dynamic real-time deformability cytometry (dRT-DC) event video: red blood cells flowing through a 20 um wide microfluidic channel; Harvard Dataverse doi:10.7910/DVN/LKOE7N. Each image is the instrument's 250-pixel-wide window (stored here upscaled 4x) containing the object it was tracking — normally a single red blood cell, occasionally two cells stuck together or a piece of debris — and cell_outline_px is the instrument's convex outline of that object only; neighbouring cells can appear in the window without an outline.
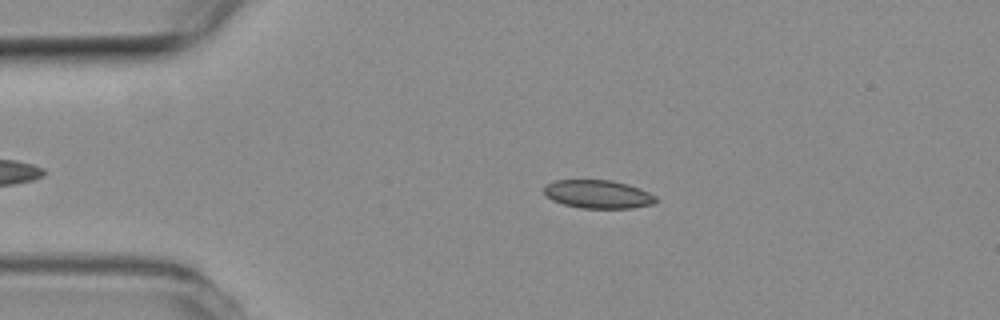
{"species": "common noctule bat (a hibernating species)", "species_latin": "Nyctalus noctula", "temperature_condition": "room temperature", "stored_images_in_passage": 48, "camera_frame_rate_fps": 3000, "um_per_image_px": 0.085, "animal": {"sex": "female", "body_mass_g": 19.3, "forearm_length_mm": 54.1}, "frame": {"image": 1, "passage_image": 11, "time_ms": 3.333, "image_size_px": [1000, 320], "cell_outline_px": [[656, 204], [632, 208], [580, 208], [564, 204], [552, 200], [544, 196], [544, 184], [556, 180], [612, 180], [628, 184], [640, 188], [656, 196]], "centroid_in_image_um": [50.82, 16.51], "position_along_channel_um": 34.2, "area_um2": 18.67}}
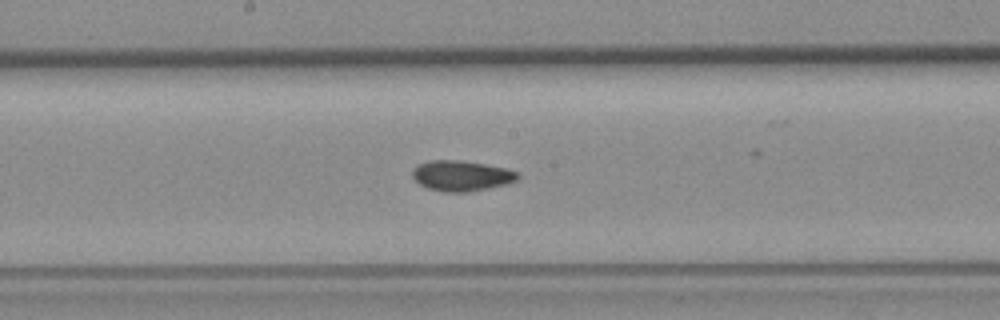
{"frame": {"image": 2, "passage_image": 28, "time_ms": 9.0, "image_size_px": [1000, 320], "cell_outline_px": [[520, 176], [516, 180], [508, 184], [468, 192], [444, 192], [428, 188], [420, 184], [412, 176], [412, 168], [416, 164], [428, 160], [460, 160], [484, 164], [504, 168], [516, 172]], "centroid_in_image_um": [39.18, 14.93], "position_along_channel_um": 209.0, "area_um2": 18.73}}
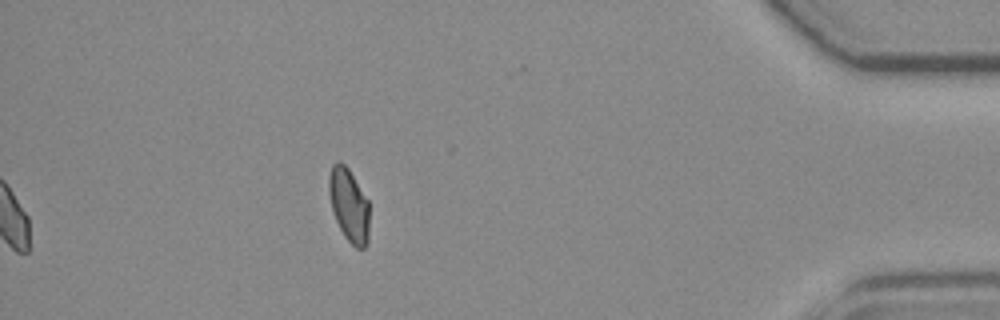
{"frame": {"image": 3, "passage_image": 48, "time_ms": 15.667, "image_size_px": [1000, 320], "cell_outline_px": [[368, 244], [364, 248], [356, 248], [344, 236], [332, 212], [328, 192], [328, 176], [332, 164], [340, 160], [348, 168], [368, 200]], "centroid_in_image_um": [29.63, 17.41], "position_along_channel_um": 405.6, "area_um2": 17.34}, "authors_computed_cell_mechanics": {"area_um2": 18.496, "velocity_mm_per_s": 3.7575, "shape_relaxation_time_tau1_ms": null, "shape_relaxation_time_tau2_ms": 4.4577, "deformation_change_tau1": null, "deformation_change_tau2": 0.0802}}